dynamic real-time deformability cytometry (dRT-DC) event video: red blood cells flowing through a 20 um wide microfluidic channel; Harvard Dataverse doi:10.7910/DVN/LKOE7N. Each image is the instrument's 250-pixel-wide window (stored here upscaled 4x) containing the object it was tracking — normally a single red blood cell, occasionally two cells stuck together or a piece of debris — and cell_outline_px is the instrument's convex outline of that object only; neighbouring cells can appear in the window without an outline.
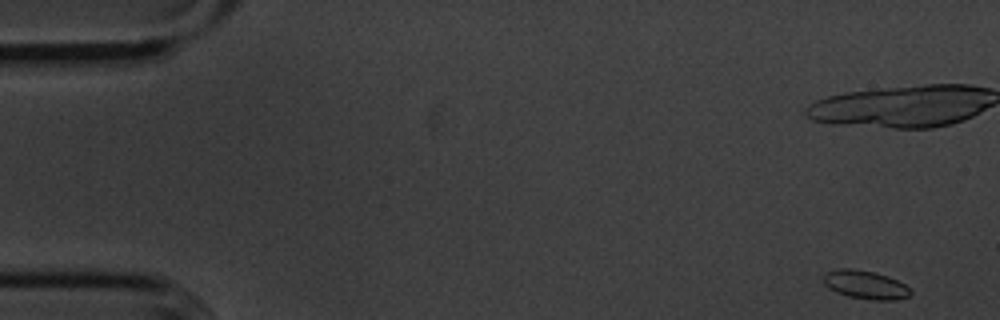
{"species": "common noctule bat (a hibernating species)", "species_latin": "Nyctalus noctula", "temperature_condition": "cold", "stored_images_in_passage": 21, "camera_frame_rate_fps": 3000, "um_per_image_px": 0.085, "animal": {"sex": "male", "body_mass_g": 20.1, "forearm_length_mm": 53.5}, "frame": {"image": 1, "passage_image": 1, "time_ms": 0.0, "image_size_px": [1000, 320], "cell_outline_px": [[912, 292], [908, 296], [896, 300], [872, 300], [848, 296], [836, 292], [824, 284], [824, 272], [840, 268], [852, 268], [872, 272], [888, 276], [904, 284]], "centroid_in_image_um": [73.54, 24.2], "position_along_channel_um": 11.5, "area_um2": 14.33}}